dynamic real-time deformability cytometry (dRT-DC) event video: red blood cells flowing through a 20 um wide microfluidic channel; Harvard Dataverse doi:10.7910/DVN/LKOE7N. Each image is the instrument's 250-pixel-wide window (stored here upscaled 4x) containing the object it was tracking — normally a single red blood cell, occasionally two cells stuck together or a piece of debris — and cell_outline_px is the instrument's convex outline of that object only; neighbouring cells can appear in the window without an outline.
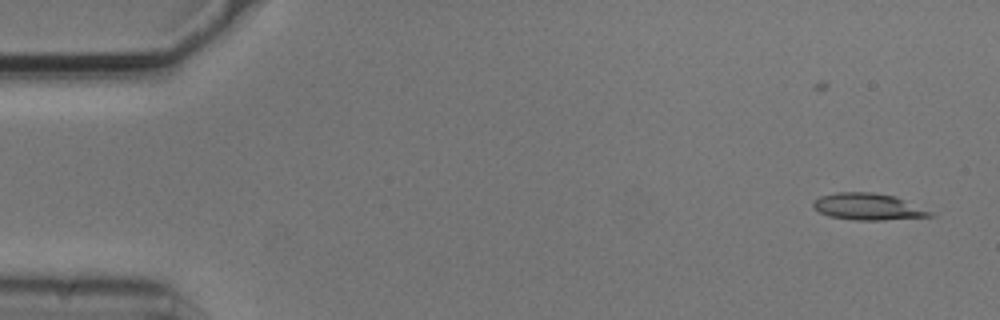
{"species": "common noctule bat (a hibernating species)", "species_latin": "Nyctalus noctula", "temperature_condition": "cold", "stored_images_in_passage": 54, "camera_frame_rate_fps": 3000, "um_per_image_px": 0.085, "animal": {"sex": "male", "body_mass_g": 20.5, "forearm_length_mm": 52.5}, "frame": {"image": 1, "passage_image": 2, "time_ms": 0.333, "image_size_px": [1000, 320], "cell_outline_px": [[936, 216], [884, 220], [852, 220], [828, 216], [820, 212], [812, 204], [812, 200], [820, 196], [836, 192], [872, 192], [896, 196], [932, 212]], "centroid_in_image_um": [73.77, 17.57], "position_along_channel_um": 11.2, "area_um2": 18.26}}
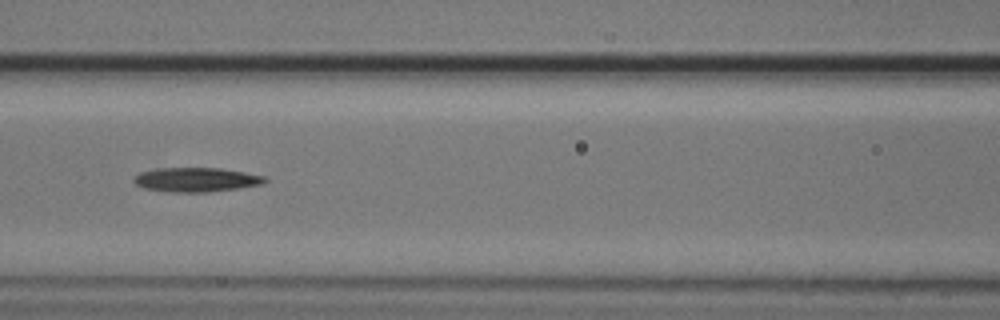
{"frame": {"image": 2, "passage_image": 23, "time_ms": 7.333, "image_size_px": [1000, 320], "cell_outline_px": [[268, 180], [260, 184], [236, 188], [208, 192], [168, 192], [144, 188], [136, 184], [132, 180], [140, 172], [156, 168], [220, 168], [244, 172], [264, 176]], "centroid_in_image_um": [16.63, 15.27], "position_along_channel_um": 150.0, "area_um2": 18.38}}
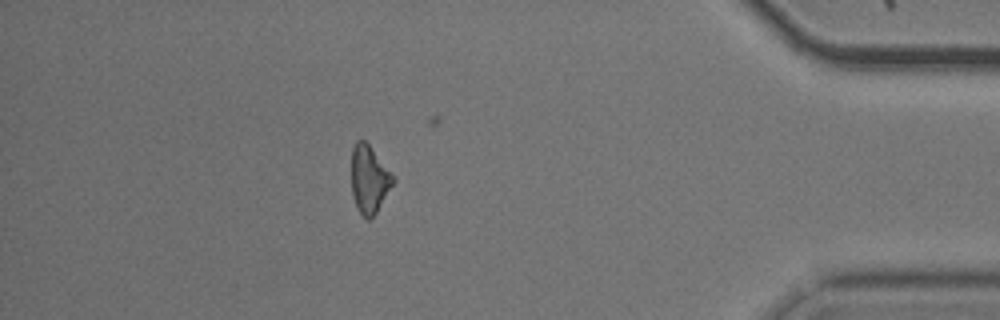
{"frame": {"image": 3, "passage_image": 47, "time_ms": 15.333, "image_size_px": [1000, 320], "cell_outline_px": [[396, 180], [376, 212], [368, 220], [356, 208], [352, 192], [352, 148], [356, 140], [364, 140], [368, 144], [396, 176]], "centroid_in_image_um": [31.4, 15.22], "position_along_channel_um": 403.8, "area_um2": 16.42}, "authors_computed_cell_mechanics": {"area_um2": 17.629, "velocity_mm_per_s": 3.7229, "shape_relaxation_time_tau1_ms": 4.0745, "shape_relaxation_time_tau2_ms": null, "deformation_change_tau1": 0.1503, "deformation_change_tau2": null}}